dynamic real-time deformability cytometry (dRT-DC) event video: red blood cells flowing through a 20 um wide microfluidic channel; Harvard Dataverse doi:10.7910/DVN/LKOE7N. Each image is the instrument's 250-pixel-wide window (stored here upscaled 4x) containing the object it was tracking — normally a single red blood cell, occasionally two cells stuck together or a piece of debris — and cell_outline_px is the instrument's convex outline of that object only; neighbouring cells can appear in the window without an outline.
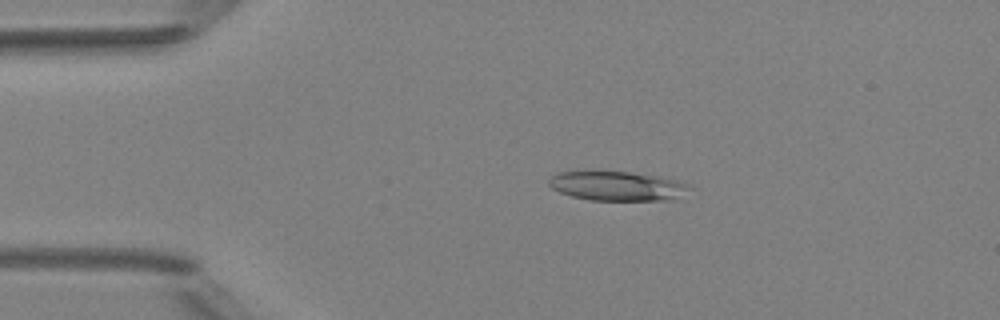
{"species": "Egyptian fruit bat (a non-hibernating species)", "species_latin": "Rousettus aegyptiacus", "temperature_condition": "room temperature", "stored_images_in_passage": 48, "camera_frame_rate_fps": 3000, "um_per_image_px": 0.085, "animal": {"sex": "female"}, "frame": {"image": 1, "passage_image": 9, "time_ms": 2.667, "image_size_px": [1000, 320], "cell_outline_px": [[696, 188], [672, 200], [592, 200], [572, 196], [560, 192], [552, 188], [548, 184], [548, 180], [556, 172], [596, 168], [660, 176], [676, 180], [688, 184]], "centroid_in_image_um": [52.44, 15.76], "position_along_channel_um": 32.6, "area_um2": 25.09}}
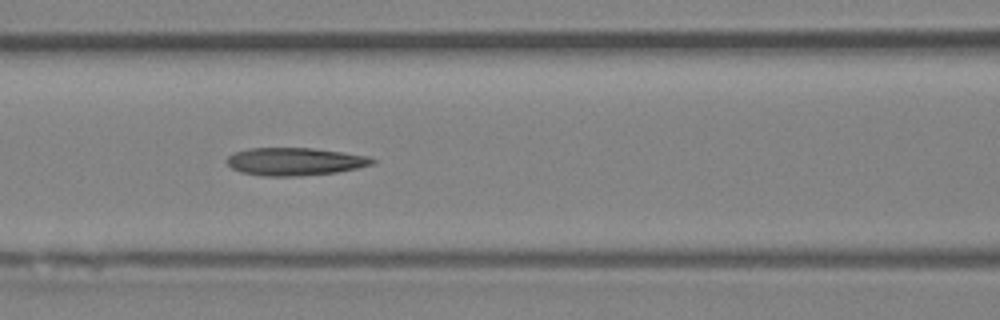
{"frame": {"image": 2, "passage_image": 20, "time_ms": 6.333, "image_size_px": [1000, 320], "cell_outline_px": [[376, 160], [372, 164], [356, 168], [336, 172], [300, 176], [260, 176], [240, 172], [232, 168], [224, 160], [232, 152], [248, 148], [312, 148], [368, 156]], "centroid_in_image_um": [24.98, 13.73], "position_along_channel_um": 141.6, "area_um2": 23.58}}
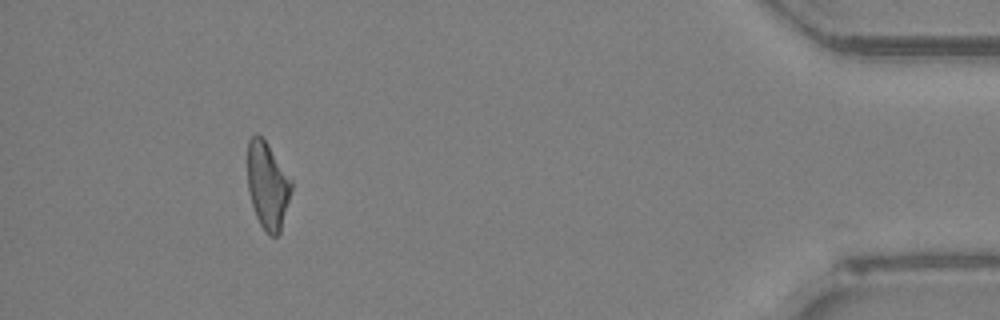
{"frame": {"image": 3, "passage_image": 44, "time_ms": 14.333, "image_size_px": [1000, 320], "cell_outline_px": [[292, 188], [280, 232], [276, 236], [272, 236], [264, 232], [256, 216], [252, 204], [248, 188], [248, 140], [252, 136], [260, 136], [268, 144], [292, 180]], "centroid_in_image_um": [22.75, 15.79], "position_along_channel_um": 412.5, "area_um2": 21.96}, "authors_computed_cell_mechanics": {"area_um2": 23.2645, "velocity_mm_per_s": 4.1835, "shape_relaxation_time_tau1_ms": 5.0414, "shape_relaxation_time_tau2_ms": 3.0677, "deformation_change_tau1": 0.1707, "deformation_change_tau2": 0.1434}}